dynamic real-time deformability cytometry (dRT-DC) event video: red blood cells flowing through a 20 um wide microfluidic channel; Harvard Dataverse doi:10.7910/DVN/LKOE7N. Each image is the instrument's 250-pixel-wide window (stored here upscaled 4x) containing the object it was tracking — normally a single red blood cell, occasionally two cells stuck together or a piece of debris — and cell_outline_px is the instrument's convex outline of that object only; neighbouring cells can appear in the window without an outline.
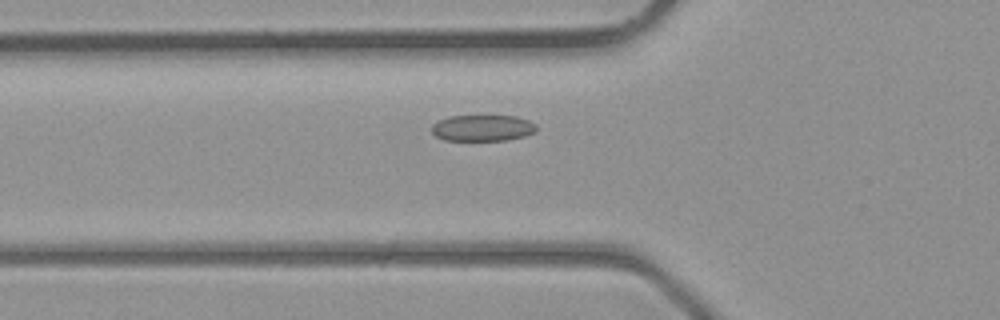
{"species": "common noctule bat (a hibernating species)", "species_latin": "Nyctalus noctula", "temperature_condition": "room temperature", "stored_images_in_passage": 31, "camera_frame_rate_fps": 3000, "um_per_image_px": 0.085, "animal": {"sex": "male", "body_mass_g": 23.1, "forearm_length_mm": 52.7}, "frame": {"image": 1, "passage_image": 8, "time_ms": 2.333, "image_size_px": [1000, 320], "cell_outline_px": [[536, 132], [524, 136], [508, 140], [444, 140], [436, 136], [432, 132], [432, 124], [436, 120], [448, 116], [516, 116], [528, 120], [536, 124]], "centroid_in_image_um": [41.0, 10.87], "position_along_channel_um": 84.8, "area_um2": 16.13}}
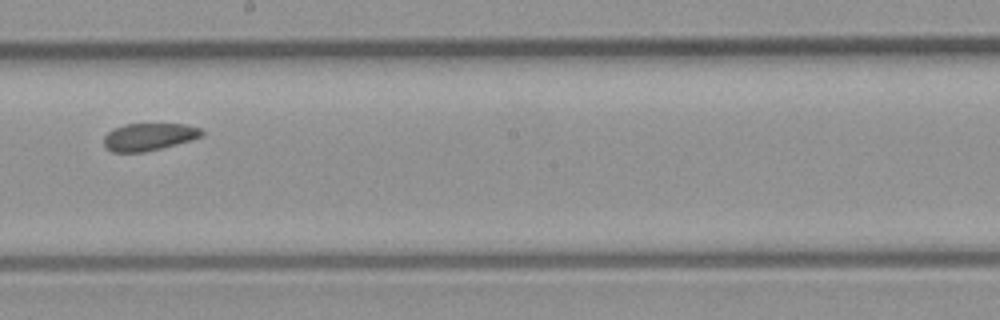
{"frame": {"image": 2, "passage_image": 17, "time_ms": 5.333, "image_size_px": [1000, 320], "cell_outline_px": [[204, 132], [200, 136], [192, 140], [144, 152], [112, 152], [104, 144], [104, 136], [108, 132], [124, 124], [184, 124], [200, 128]], "centroid_in_image_um": [12.65, 11.63], "position_along_channel_um": 235.5, "area_um2": 15.43}}
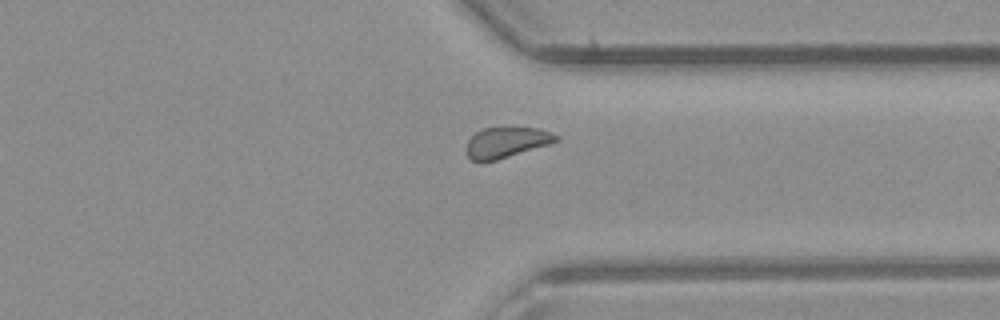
{"frame": {"image": 3, "passage_image": 25, "time_ms": 8.0, "image_size_px": [1000, 320], "cell_outline_px": [[560, 140], [548, 144], [496, 160], [472, 160], [468, 156], [468, 140], [476, 132], [484, 128], [536, 128], [560, 136]], "centroid_in_image_um": [43.07, 12.09], "position_along_channel_um": 368.3, "area_um2": 15.37}}